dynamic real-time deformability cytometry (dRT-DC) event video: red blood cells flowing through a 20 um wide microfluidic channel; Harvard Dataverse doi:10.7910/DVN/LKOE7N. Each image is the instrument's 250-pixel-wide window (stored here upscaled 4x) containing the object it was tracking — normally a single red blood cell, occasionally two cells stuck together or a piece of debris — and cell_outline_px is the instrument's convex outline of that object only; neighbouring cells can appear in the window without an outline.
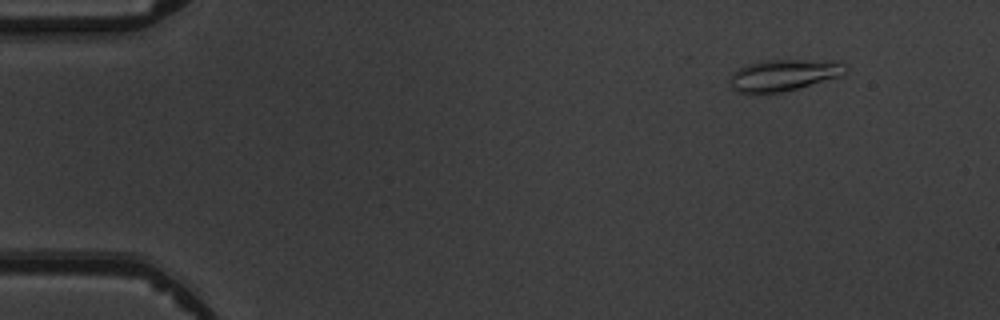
{"species": "common noctule bat (a hibernating species)", "species_latin": "Nyctalus noctula", "temperature_condition": "warm", "stored_images_in_passage": 5, "camera_frame_rate_fps": 3000, "um_per_image_px": 0.085, "animal": {"sex": "male", "body_mass_g": 19.5, "forearm_length_mm": 54.6}, "frame": {"image": 1, "passage_image": 2, "time_ms": 1.333, "image_size_px": [1000, 320], "cell_outline_px": [[848, 68], [844, 76], [780, 92], [736, 92], [732, 88], [732, 72], [748, 64], [764, 60], [796, 60], [848, 64]], "centroid_in_image_um": [66.64, 6.38], "position_along_channel_um": 18.4, "area_um2": 20.58}}
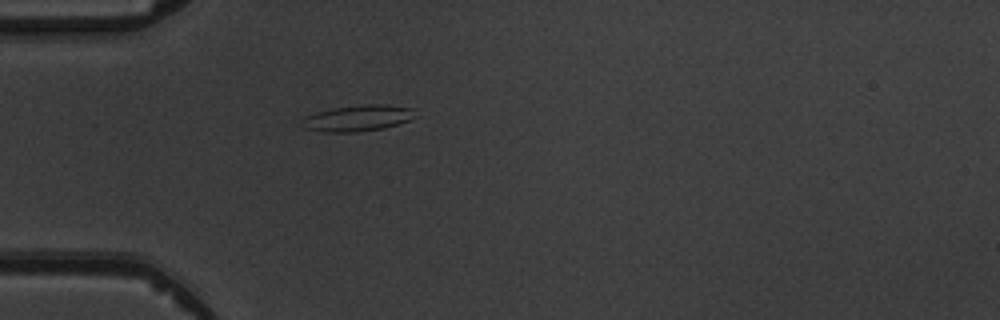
{"frame": {"image": 2, "passage_image": 5, "time_ms": 4.667, "image_size_px": [1000, 320], "cell_outline_px": [[416, 116], [408, 120], [384, 128], [356, 132], [324, 132], [304, 128], [300, 120], [304, 116], [316, 112], [332, 108], [364, 104], [384, 104], [412, 108]], "centroid_in_image_um": [30.36, 10.04], "position_along_channel_um": 54.6, "area_um2": 17.28}}